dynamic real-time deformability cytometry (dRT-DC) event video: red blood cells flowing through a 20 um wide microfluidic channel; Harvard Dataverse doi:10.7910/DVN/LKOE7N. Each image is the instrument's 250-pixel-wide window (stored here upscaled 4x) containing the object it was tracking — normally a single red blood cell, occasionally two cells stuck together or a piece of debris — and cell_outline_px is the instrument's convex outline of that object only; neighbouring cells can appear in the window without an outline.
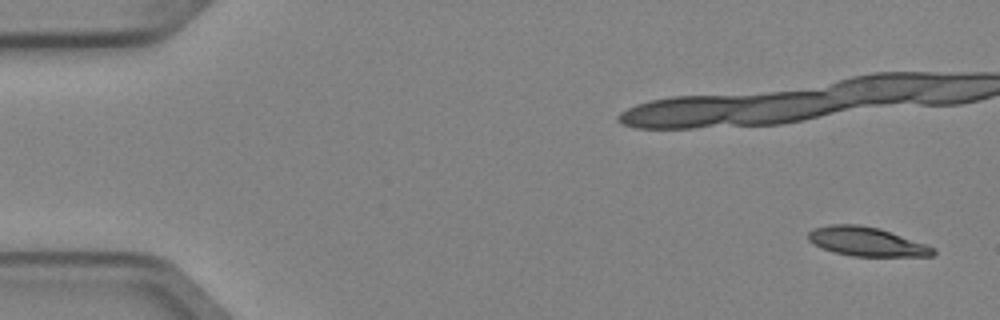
{"species": "Egyptian fruit bat (a non-hibernating species)", "species_latin": "Rousettus aegyptiacus", "temperature_condition": "cold", "stored_images_in_passage": 5, "camera_frame_rate_fps": 3000, "um_per_image_px": 0.085, "animal": {"sex": "female"}, "frame": {"image": 1, "passage_image": 1, "time_ms": 0.0, "image_size_px": [1000, 320], "cell_outline_px": [[936, 252], [932, 256], [852, 256], [836, 252], [812, 244], [808, 240], [808, 232], [812, 228], [828, 224], [860, 224], [880, 228], [936, 248]], "centroid_in_image_um": [73.64, 20.52], "position_along_channel_um": 11.4, "area_um2": 21.15}}